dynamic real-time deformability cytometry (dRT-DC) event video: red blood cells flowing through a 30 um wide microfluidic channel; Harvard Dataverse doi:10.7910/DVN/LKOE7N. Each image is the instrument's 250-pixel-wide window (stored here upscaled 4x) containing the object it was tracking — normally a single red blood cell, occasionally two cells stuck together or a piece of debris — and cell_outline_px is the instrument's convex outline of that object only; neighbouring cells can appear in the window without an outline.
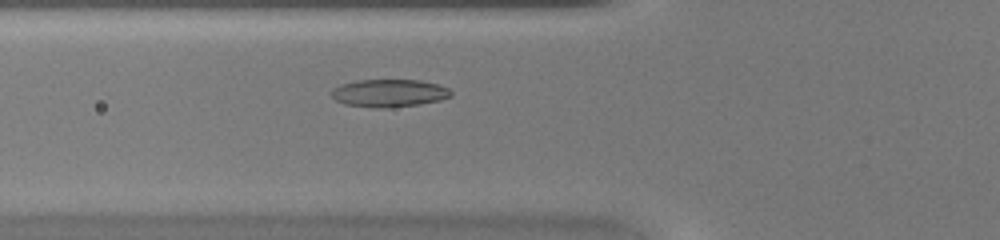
{"species": "common noctule bat (a hibernating species)", "species_latin": "Nyctalus noctula", "temperature_condition": "warm", "stored_images_in_passage": 32, "camera_frame_rate_fps": 3000, "um_per_image_px": 0.085, "animal": {"sex": "female", "body_mass_g": 20.0, "forearm_length_mm": 54.0}, "frame": {"image": 1, "passage_image": 3, "time_ms": 0.667, "image_size_px": [1000, 240], "cell_outline_px": [[452, 96], [440, 100], [420, 104], [388, 108], [372, 108], [344, 104], [336, 100], [332, 96], [332, 88], [340, 84], [356, 80], [420, 80], [440, 84], [448, 88], [452, 92]], "centroid_in_image_um": [33.08, 7.91], "position_along_channel_um": 92.7, "area_um2": 19.54}}
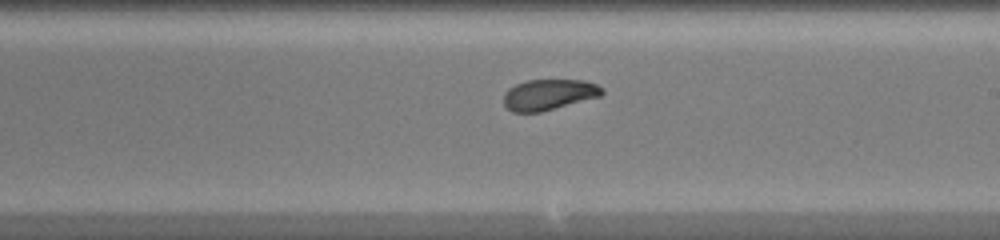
{"frame": {"image": 2, "passage_image": 13, "time_ms": 4.0, "image_size_px": [1000, 240], "cell_outline_px": [[604, 92], [600, 96], [540, 112], [512, 112], [504, 104], [504, 92], [508, 88], [516, 84], [528, 80], [584, 80], [596, 84], [604, 88]], "centroid_in_image_um": [46.64, 8.03], "position_along_channel_um": 242.4, "area_um2": 17.57}}
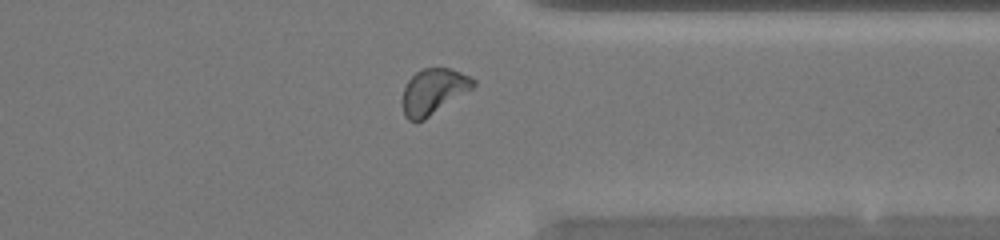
{"frame": {"image": 3, "passage_image": 22, "time_ms": 7.0, "image_size_px": [1000, 240], "cell_outline_px": [[476, 84], [472, 88], [424, 120], [416, 124], [408, 120], [404, 116], [404, 88], [408, 80], [416, 72], [424, 68], [452, 68], [476, 80]], "centroid_in_image_um": [36.84, 7.78], "position_along_channel_um": 374.6, "area_um2": 18.61}}